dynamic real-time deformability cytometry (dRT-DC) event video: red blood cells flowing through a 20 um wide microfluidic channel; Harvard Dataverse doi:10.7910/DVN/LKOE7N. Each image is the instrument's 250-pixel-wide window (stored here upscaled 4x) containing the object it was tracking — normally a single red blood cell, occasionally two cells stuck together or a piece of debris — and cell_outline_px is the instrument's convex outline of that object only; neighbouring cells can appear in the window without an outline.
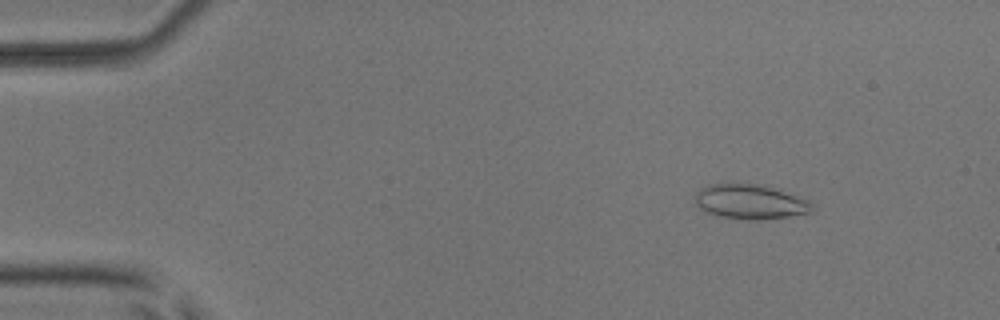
{"species": "common noctule bat (a hibernating species)", "species_latin": "Nyctalus noctula", "temperature_condition": "room temperature", "stored_images_in_passage": 5, "camera_frame_rate_fps": 3000, "um_per_image_px": 0.085, "animal": {"sex": "male", "body_mass_g": 17.9, "forearm_length_mm": 54.2}, "frame": {"image": 1, "passage_image": 2, "time_ms": 1.333, "image_size_px": [1000, 320], "cell_outline_px": [[816, 208], [812, 212], [788, 216], [760, 220], [744, 220], [720, 216], [704, 212], [696, 204], [692, 196], [700, 188], [708, 184], [732, 180], [764, 184], [808, 200]], "centroid_in_image_um": [63.69, 17.1], "position_along_channel_um": 21.3, "area_um2": 24.74}}
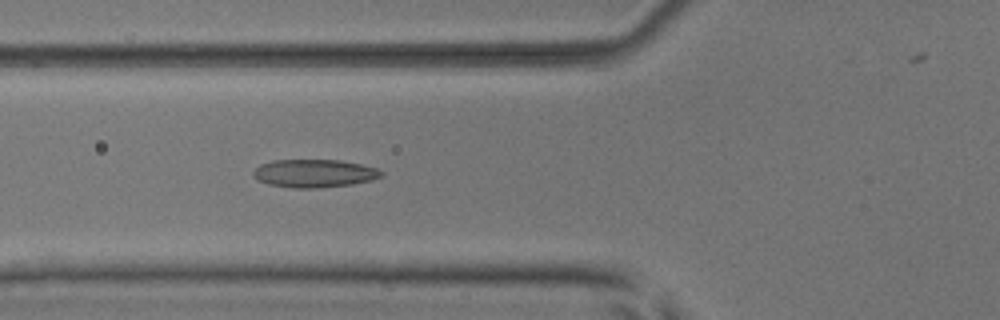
{"frame": {"image": 2, "passage_image": 5, "time_ms": 5.667, "image_size_px": [1000, 320], "cell_outline_px": [[384, 176], [372, 180], [352, 184], [316, 188], [292, 188], [268, 184], [252, 176], [252, 172], [260, 164], [272, 160], [340, 160], [360, 164], [376, 168], [384, 172]], "centroid_in_image_um": [26.72, 14.73], "position_along_channel_um": 99.1, "area_um2": 20.98}}